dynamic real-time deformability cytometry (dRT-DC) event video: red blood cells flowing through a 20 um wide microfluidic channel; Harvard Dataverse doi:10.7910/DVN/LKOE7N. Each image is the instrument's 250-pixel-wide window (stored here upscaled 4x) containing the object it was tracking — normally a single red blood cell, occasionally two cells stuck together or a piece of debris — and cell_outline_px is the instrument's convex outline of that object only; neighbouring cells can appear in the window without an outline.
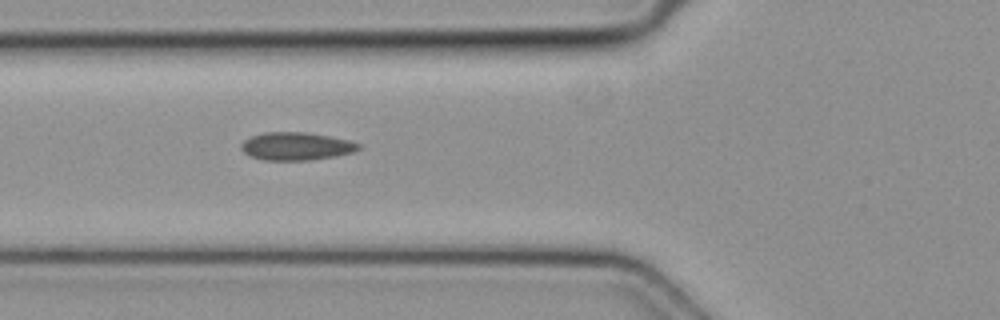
{"species": "common noctule bat (a hibernating species)", "species_latin": "Nyctalus noctula", "temperature_condition": "cold", "stored_images_in_passage": 5, "camera_frame_rate_fps": 3000, "um_per_image_px": 0.085, "animal": {"sex": "female", "body_mass_g": 19.3, "forearm_length_mm": 54.1}, "frame": {"image": 1, "passage_image": 5, "time_ms": 1.333, "image_size_px": [1000, 320], "cell_outline_px": [[360, 148], [352, 152], [336, 156], [312, 160], [264, 160], [252, 156], [244, 152], [240, 148], [240, 144], [244, 140], [252, 136], [264, 132], [308, 132], [348, 140], [360, 144]], "centroid_in_image_um": [25.16, 12.43], "position_along_channel_um": 100.6, "area_um2": 19.02}}